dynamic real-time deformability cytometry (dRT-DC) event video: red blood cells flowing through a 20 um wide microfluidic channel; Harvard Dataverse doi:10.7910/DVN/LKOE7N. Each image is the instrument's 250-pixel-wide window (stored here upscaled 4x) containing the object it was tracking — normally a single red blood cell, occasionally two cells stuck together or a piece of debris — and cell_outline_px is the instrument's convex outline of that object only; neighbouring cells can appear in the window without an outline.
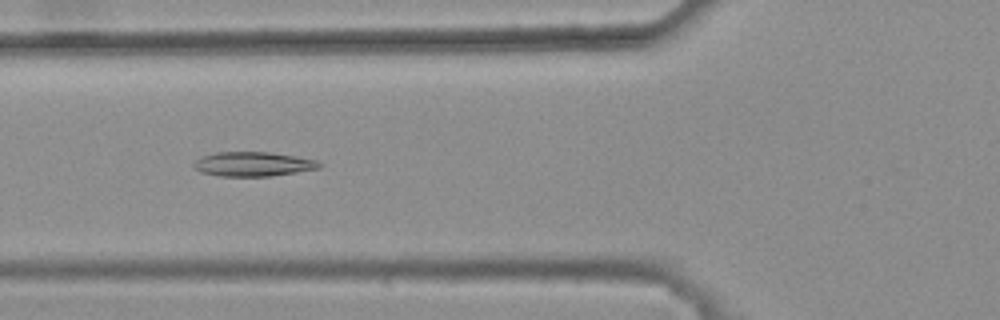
{"species": "common noctule bat (a hibernating species)", "species_latin": "Nyctalus noctula", "temperature_condition": "warm", "stored_images_in_passage": 30, "camera_frame_rate_fps": 3000, "um_per_image_px": 0.085, "animal": {"sex": "female", "body_mass_g": 25.1}, "frame": {"image": 1, "passage_image": 4, "time_ms": 1.0, "image_size_px": [1000, 320], "cell_outline_px": [[320, 168], [272, 176], [220, 176], [200, 172], [192, 164], [196, 160], [204, 156], [216, 152], [268, 152], [296, 156], [316, 160], [320, 164]], "centroid_in_image_um": [21.5, 13.95], "position_along_channel_um": 104.3, "area_um2": 17.69}}
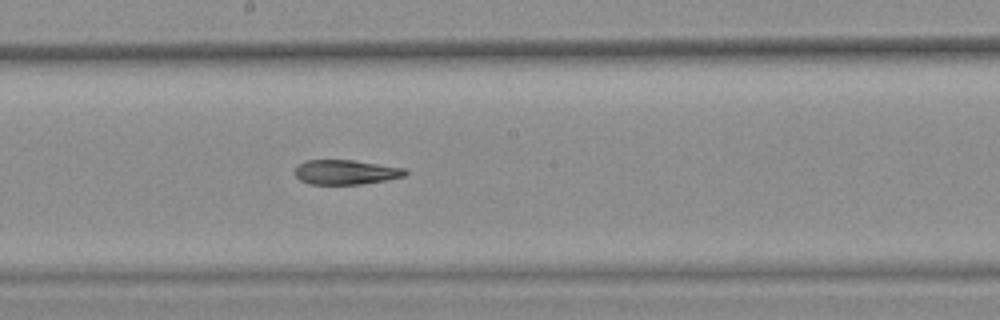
{"frame": {"image": 2, "passage_image": 13, "time_ms": 4.0, "image_size_px": [1000, 320], "cell_outline_px": [[408, 172], [404, 176], [388, 180], [364, 184], [308, 184], [300, 180], [296, 176], [296, 168], [304, 160], [352, 160], [404, 168]], "centroid_in_image_um": [29.4, 14.64], "position_along_channel_um": 218.8, "area_um2": 15.78}}
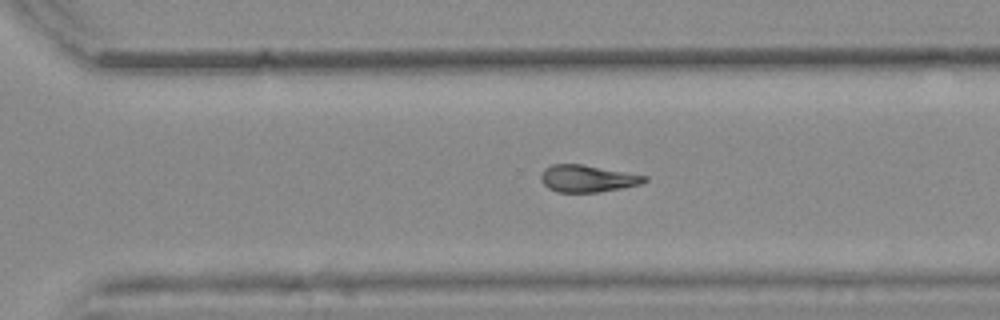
{"frame": {"image": 3, "passage_image": 21, "time_ms": 6.667, "image_size_px": [1000, 320], "cell_outline_px": [[648, 180], [640, 184], [624, 188], [600, 192], [556, 192], [548, 188], [540, 180], [540, 172], [544, 168], [552, 164], [584, 164], [648, 176]], "centroid_in_image_um": [49.92, 15.17], "position_along_channel_um": 320.7, "area_um2": 16.59}, "authors_computed_cell_mechanics": {"area_um2": 16.5886, "velocity_mm_per_s": 3.8256, "shape_relaxation_time_tau1_ms": null, "shape_relaxation_time_tau2_ms": 4.3075, "deformation_change_tau1": null, "deformation_change_tau2": 0.1055}}